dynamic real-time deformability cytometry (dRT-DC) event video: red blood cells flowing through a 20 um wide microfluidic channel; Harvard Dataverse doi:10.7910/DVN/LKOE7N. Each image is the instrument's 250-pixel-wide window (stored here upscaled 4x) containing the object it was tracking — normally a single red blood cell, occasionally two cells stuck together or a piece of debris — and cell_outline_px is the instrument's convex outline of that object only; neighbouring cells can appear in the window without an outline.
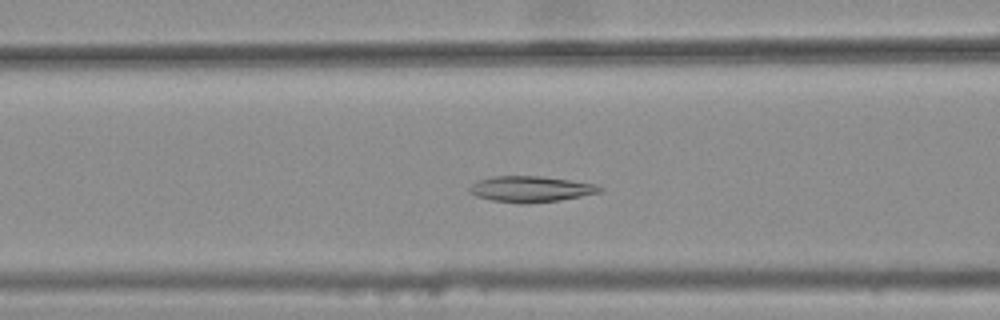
{"species": "common noctule bat (a hibernating species)", "species_latin": "Nyctalus noctula", "temperature_condition": "warm", "stored_images_in_passage": 42, "camera_frame_rate_fps": 3000, "um_per_image_px": 0.085, "animal": {"sex": "female", "body_mass_g": 25.1}, "frame": {"image": 1, "passage_image": 19, "time_ms": 6.0, "image_size_px": [1000, 320], "cell_outline_px": [[604, 192], [560, 200], [528, 204], [520, 204], [492, 200], [476, 196], [468, 192], [468, 188], [476, 180], [492, 176], [540, 176], [596, 184], [604, 188]], "centroid_in_image_um": [45.11, 16.08], "position_along_channel_um": 121.5, "area_um2": 19.94}}
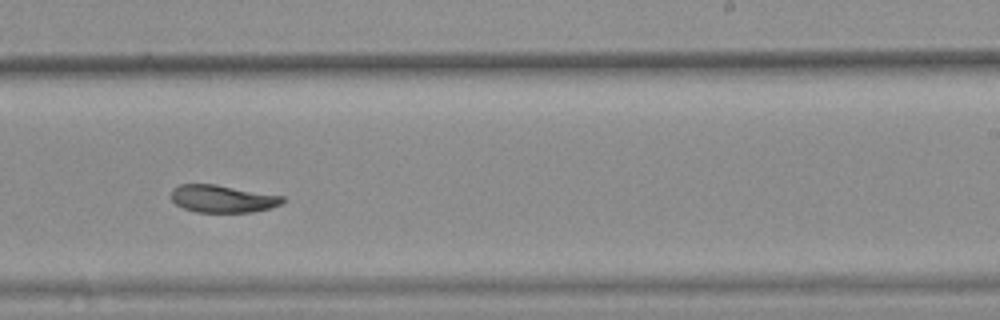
{"frame": {"image": 2, "passage_image": 31, "time_ms": 10.0, "image_size_px": [1000, 320], "cell_outline_px": [[288, 200], [284, 204], [252, 212], [196, 212], [184, 208], [176, 204], [172, 200], [172, 188], [180, 184], [216, 184], [284, 196]], "centroid_in_image_um": [18.96, 16.89], "position_along_channel_um": 270.0, "area_um2": 17.98}}
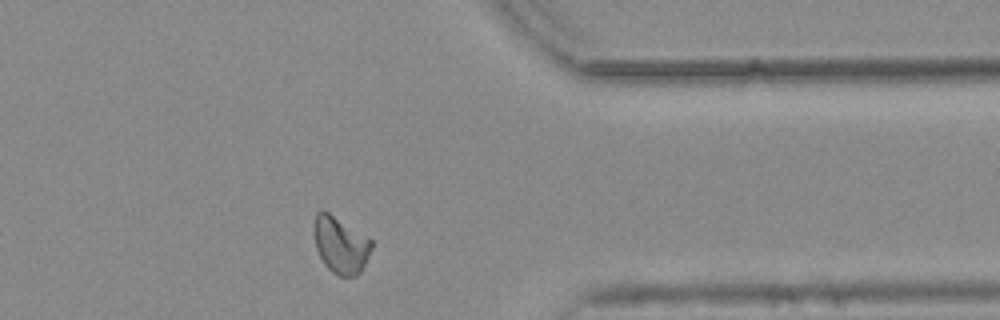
{"frame": {"image": 3, "passage_image": 41, "time_ms": 13.333, "image_size_px": [1000, 320], "cell_outline_px": [[372, 248], [360, 272], [356, 276], [336, 276], [324, 264], [316, 248], [312, 228], [312, 224], [316, 212], [328, 212], [372, 240]], "centroid_in_image_um": [28.91, 20.83], "position_along_channel_um": 382.5, "area_um2": 18.9}, "authors_computed_cell_mechanics": {"area_um2": 19.4497, "velocity_mm_per_s": 3.7223, "shape_relaxation_time_tau1_ms": null, "shape_relaxation_time_tau2_ms": 4.7667, "deformation_change_tau1": null, "deformation_change_tau2": 0.088}}